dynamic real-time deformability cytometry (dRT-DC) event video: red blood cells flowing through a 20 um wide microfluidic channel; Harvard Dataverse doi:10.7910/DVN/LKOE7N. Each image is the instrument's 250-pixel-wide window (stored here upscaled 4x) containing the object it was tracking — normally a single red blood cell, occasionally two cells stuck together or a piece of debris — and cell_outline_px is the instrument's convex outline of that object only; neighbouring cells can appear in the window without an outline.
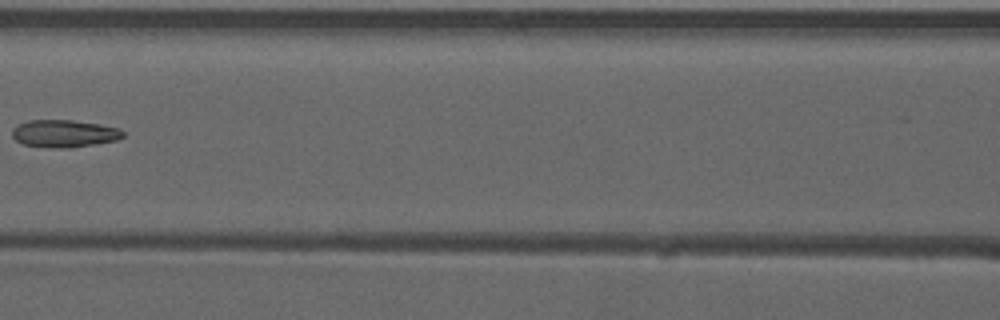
{"species": "common noctule bat (a hibernating species)", "species_latin": "Nyctalus noctula", "temperature_condition": "warm", "stored_images_in_passage": 4, "camera_frame_rate_fps": 3000, "um_per_image_px": 0.085, "animal": {"sex": "male", "forearm_length_mm": 52.5}, "frame": {"image": 1, "passage_image": 3, "time_ms": 0.667, "image_size_px": [1000, 320], "cell_outline_px": [[124, 136], [116, 140], [96, 144], [72, 148], [56, 148], [24, 144], [16, 140], [12, 136], [12, 128], [28, 120], [72, 120], [100, 124], [120, 128], [124, 132]], "centroid_in_image_um": [5.48, 11.35], "position_along_channel_um": 161.1, "area_um2": 17.74}}
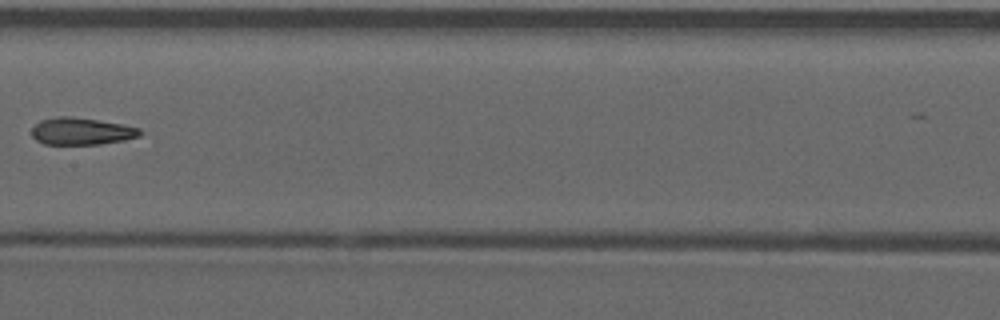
{"frame": {"image": 2, "passage_image": 4, "time_ms": 1.0, "image_size_px": [1000, 320], "cell_outline_px": [[144, 132], [140, 136], [124, 140], [100, 144], [44, 144], [36, 140], [32, 136], [32, 128], [40, 120], [56, 116], [72, 116], [120, 124], [140, 128]], "centroid_in_image_um": [6.92, 11.15], "position_along_channel_um": 200.5, "area_um2": 17.11}}